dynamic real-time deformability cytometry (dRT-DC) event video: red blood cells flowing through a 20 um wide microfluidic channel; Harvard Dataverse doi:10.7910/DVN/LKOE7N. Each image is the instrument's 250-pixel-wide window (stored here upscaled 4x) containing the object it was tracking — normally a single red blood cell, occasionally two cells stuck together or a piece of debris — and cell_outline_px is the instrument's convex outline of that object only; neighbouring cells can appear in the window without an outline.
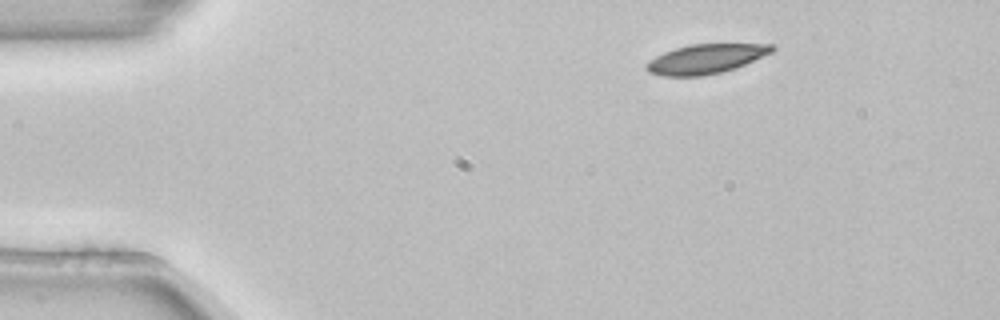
{"species": "common noctule bat (a hibernating species)", "species_latin": "Nyctalus noctula", "temperature_condition": "room temperature", "stored_images_in_passage": 4, "segment_of_instrument_passage": [2, 2], "camera_frame_rate_fps": 3000, "um_per_image_px": 0.085, "animal": {"sex": "female", "body_mass_g": 22.7, "forearm_length_mm": 54.2}, "frame": {"image": 1, "passage_image": 4, "time_ms": 1.0, "image_size_px": [1000, 320], "cell_outline_px": [[776, 48], [772, 52], [736, 68], [704, 76], [664, 76], [648, 72], [644, 68], [644, 64], [656, 56], [664, 52], [688, 44], [772, 44]], "centroid_in_image_um": [59.96, 5.01], "position_along_channel_um": 25.0, "area_um2": 21.56}}